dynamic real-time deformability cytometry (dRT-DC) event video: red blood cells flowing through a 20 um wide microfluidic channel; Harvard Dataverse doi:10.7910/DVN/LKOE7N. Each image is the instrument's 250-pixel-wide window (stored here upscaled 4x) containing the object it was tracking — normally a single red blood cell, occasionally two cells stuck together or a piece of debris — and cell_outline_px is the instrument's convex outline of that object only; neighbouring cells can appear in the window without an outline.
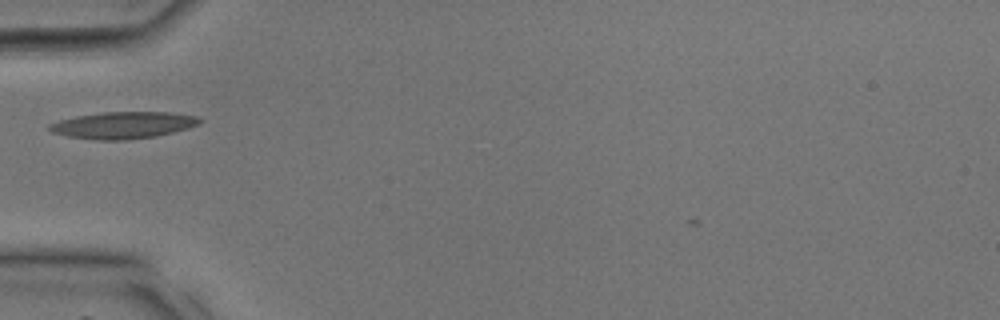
{"species": "common noctule bat (a hibernating species)", "species_latin": "Nyctalus noctula", "temperature_condition": "room temperature", "stored_images_in_passage": 6, "camera_frame_rate_fps": 3000, "um_per_image_px": 0.085, "animal": {"sex": "male", "body_mass_g": 17.9, "forearm_length_mm": 54.2}, "frame": {"image": 1, "passage_image": 2, "time_ms": 0.333, "image_size_px": [1000, 320], "cell_outline_px": [[204, 120], [200, 124], [188, 128], [156, 136], [124, 140], [96, 140], [68, 136], [52, 132], [48, 128], [48, 124], [60, 120], [76, 116], [104, 112], [168, 112], [196, 116]], "centroid_in_image_um": [10.48, 10.63], "position_along_channel_um": 74.5, "area_um2": 23.41}}
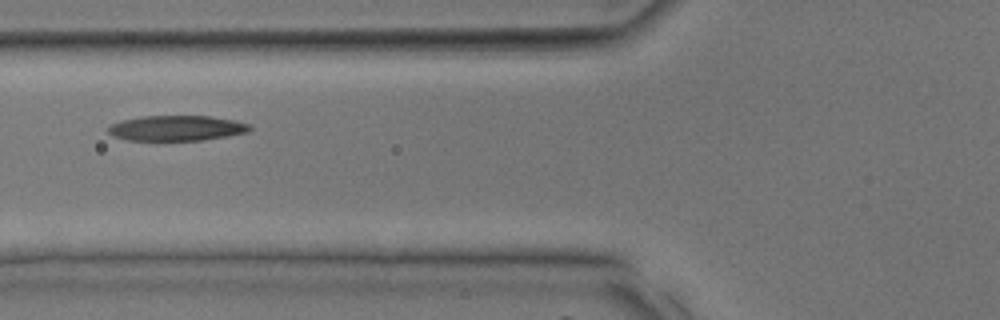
{"frame": {"image": 2, "passage_image": 4, "time_ms": 1.0, "image_size_px": [1000, 320], "cell_outline_px": [[252, 128], [248, 132], [228, 136], [200, 140], [128, 140], [116, 136], [108, 132], [108, 124], [140, 116], [208, 116], [232, 120], [252, 124]], "centroid_in_image_um": [15.03, 10.88], "position_along_channel_um": 110.8, "area_um2": 20.75}}